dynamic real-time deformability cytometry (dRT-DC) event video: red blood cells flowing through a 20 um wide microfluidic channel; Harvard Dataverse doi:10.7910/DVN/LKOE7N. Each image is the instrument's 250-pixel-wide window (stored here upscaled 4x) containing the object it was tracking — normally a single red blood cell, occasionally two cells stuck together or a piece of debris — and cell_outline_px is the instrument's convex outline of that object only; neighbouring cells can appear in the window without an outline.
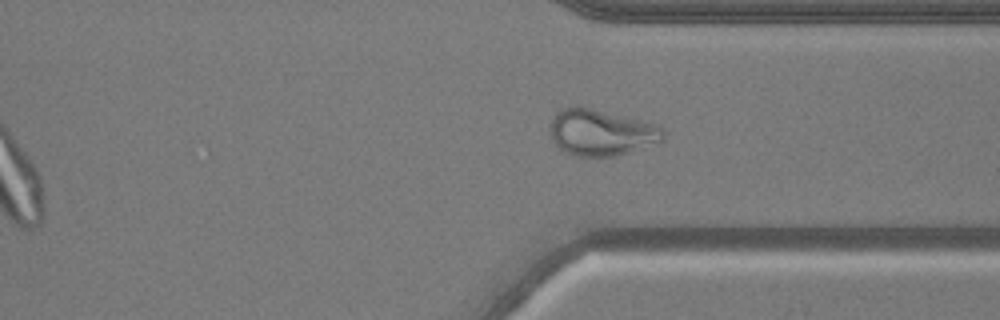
{"species": "common noctule bat (a hibernating species)", "species_latin": "Nyctalus noctula", "temperature_condition": "warm", "stored_images_in_passage": 46, "camera_frame_rate_fps": 3000, "um_per_image_px": 0.085, "animal": {"sex": "male", "body_mass_g": 20.5, "forearm_length_mm": 52.5}, "frame": {"image": 1, "passage_image": 33, "time_ms": 10.667, "image_size_px": [1000, 320], "cell_outline_px": [[664, 140], [616, 156], [576, 156], [564, 152], [552, 140], [552, 116], [560, 108], [576, 104], [660, 124], [664, 128]], "centroid_in_image_um": [51.11, 11.22], "position_along_channel_um": 360.3, "area_um2": 30.87}}
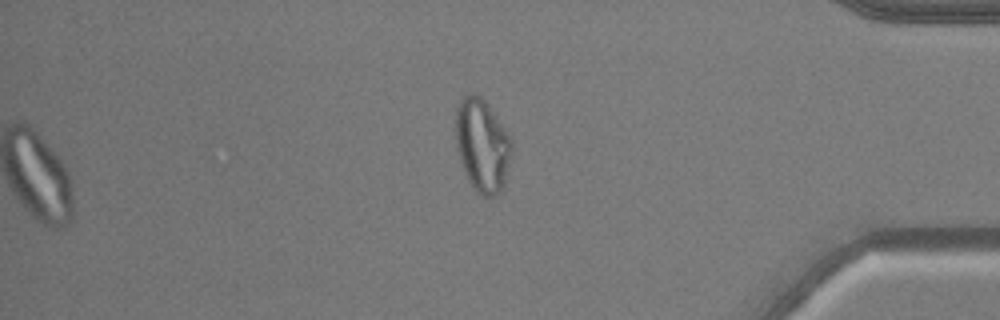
{"frame": {"image": 2, "passage_image": 38, "time_ms": 12.333, "image_size_px": [1000, 320], "cell_outline_px": [[512, 148], [504, 188], [496, 196], [484, 196], [476, 192], [472, 188], [468, 180], [460, 160], [456, 148], [452, 128], [456, 104], [468, 92], [480, 96], [484, 100], [508, 132], [512, 140]], "centroid_in_image_um": [40.94, 12.33], "position_along_channel_um": 394.3, "area_um2": 31.21}}
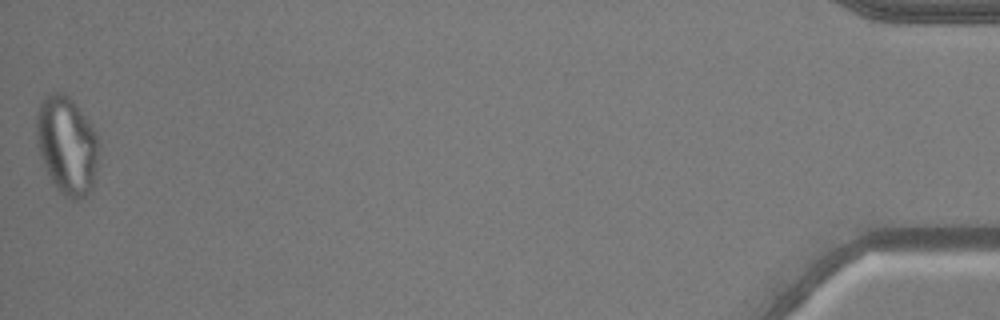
{"frame": {"image": 3, "passage_image": 46, "time_ms": 15.0, "image_size_px": [1000, 320], "cell_outline_px": [[96, 164], [92, 188], [88, 196], [80, 200], [72, 200], [64, 196], [56, 188], [40, 156], [36, 144], [36, 116], [40, 104], [48, 96], [56, 92], [60, 92], [68, 96], [72, 100], [88, 120], [96, 132]], "centroid_in_image_um": [5.66, 12.39], "position_along_channel_um": 429.5, "area_um2": 35.08}}